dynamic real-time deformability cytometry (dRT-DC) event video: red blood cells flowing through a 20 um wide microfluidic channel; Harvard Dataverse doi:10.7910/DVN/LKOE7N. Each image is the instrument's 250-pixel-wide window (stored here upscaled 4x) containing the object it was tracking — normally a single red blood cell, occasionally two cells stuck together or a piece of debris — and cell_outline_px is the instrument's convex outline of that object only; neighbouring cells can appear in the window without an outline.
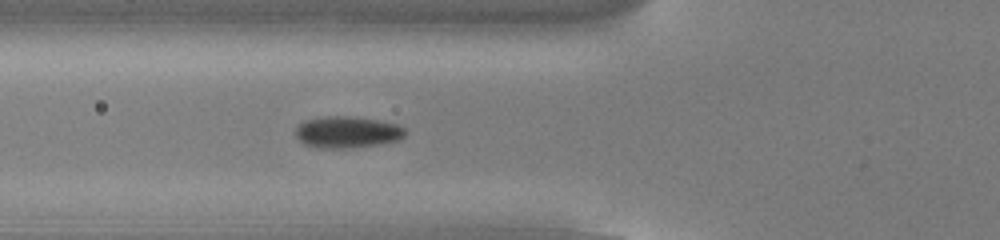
{"species": "common noctule bat (a hibernating species)", "species_latin": "Nyctalus noctula", "temperature_condition": "cold", "stored_images_in_passage": 54, "camera_frame_rate_fps": 3000, "um_per_image_px": 0.085, "animal": {"sex": "male", "body_mass_g": 13.0, "forearm_length_mm": 53.1}, "frame": {"image": 1, "passage_image": 20, "time_ms": 6.333, "image_size_px": [1000, 240], "cell_outline_px": [[404, 136], [400, 140], [376, 144], [344, 148], [316, 148], [304, 144], [296, 136], [296, 128], [304, 120], [324, 116], [352, 116], [376, 120], [396, 124], [404, 128]], "centroid_in_image_um": [29.47, 11.22], "position_along_channel_um": 96.3, "area_um2": 20.0}}
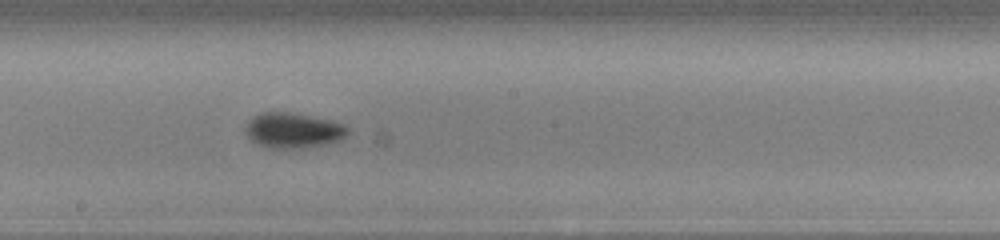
{"frame": {"image": 2, "passage_image": 30, "time_ms": 9.667, "image_size_px": [1000, 240], "cell_outline_px": [[348, 132], [340, 140], [324, 144], [300, 148], [268, 148], [252, 140], [244, 132], [244, 124], [252, 116], [260, 112], [288, 112], [328, 120], [344, 124], [348, 128]], "centroid_in_image_um": [24.85, 11.07], "position_along_channel_um": 223.3, "area_um2": 20.87}}
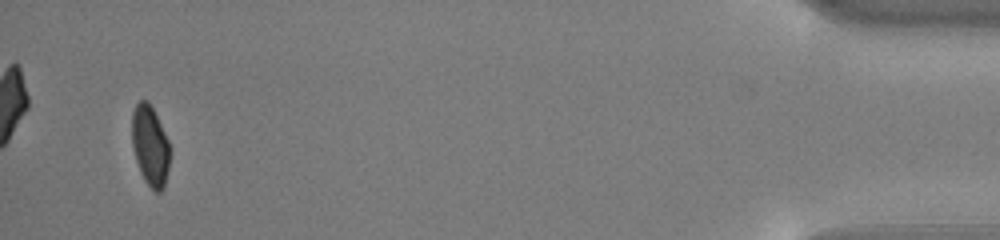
{"frame": {"image": 3, "passage_image": 52, "time_ms": 17.0, "image_size_px": [1000, 240], "cell_outline_px": [[168, 168], [164, 188], [160, 192], [156, 192], [144, 180], [140, 172], [136, 160], [132, 144], [132, 112], [136, 104], [140, 100], [148, 100], [168, 140]], "centroid_in_image_um": [12.74, 12.39], "position_along_channel_um": 422.5, "area_um2": 17.4}, "authors_computed_cell_mechanics": {"area_um2": 18.9295, "velocity_mm_per_s": 3.8067, "shape_relaxation_time_tau1_ms": 2.4694, "shape_relaxation_time_tau2_ms": null, "deformation_change_tau1": 0.0753, "deformation_change_tau2": null}}